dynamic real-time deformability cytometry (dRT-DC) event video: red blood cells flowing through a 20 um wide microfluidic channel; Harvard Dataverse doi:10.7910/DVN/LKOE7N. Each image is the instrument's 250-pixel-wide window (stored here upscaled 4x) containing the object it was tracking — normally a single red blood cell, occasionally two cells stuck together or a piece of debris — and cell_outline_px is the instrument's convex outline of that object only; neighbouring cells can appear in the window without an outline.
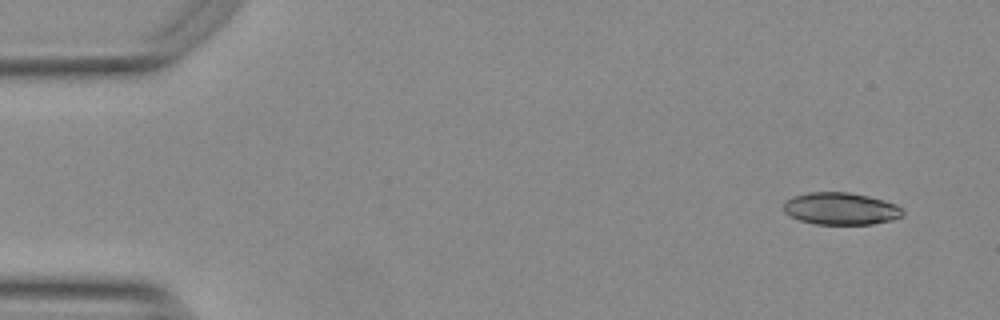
{"species": "Egyptian fruit bat (a non-hibernating species)", "species_latin": "Rousettus aegyptiacus", "temperature_condition": "warm", "stored_images_in_passage": 51, "camera_frame_rate_fps": 3000, "um_per_image_px": 0.085, "animal": {"sex": "female"}, "frame": {"image": 1, "passage_image": 1, "time_ms": 0.0, "image_size_px": [1000, 320], "cell_outline_px": [[904, 212], [900, 216], [892, 220], [872, 224], [816, 224], [800, 220], [784, 212], [784, 200], [792, 196], [808, 192], [848, 192], [868, 196], [896, 204]], "centroid_in_image_um": [71.43, 17.73], "position_along_channel_um": 13.6, "area_um2": 22.25}}
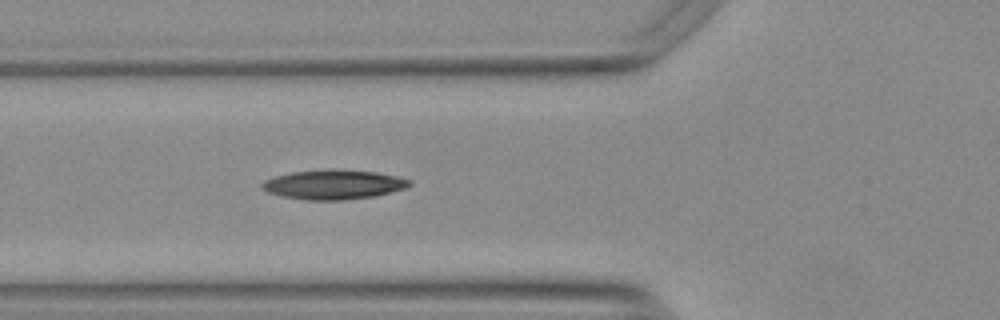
{"frame": {"image": 2, "passage_image": 17, "time_ms": 5.333, "image_size_px": [1000, 320], "cell_outline_px": [[412, 184], [404, 188], [372, 196], [344, 200], [304, 200], [284, 196], [268, 192], [260, 184], [264, 180], [276, 176], [292, 172], [328, 168], [332, 168], [376, 172], [396, 176], [412, 180]], "centroid_in_image_um": [28.35, 15.67], "position_along_channel_um": 97.5, "area_um2": 25.26}}
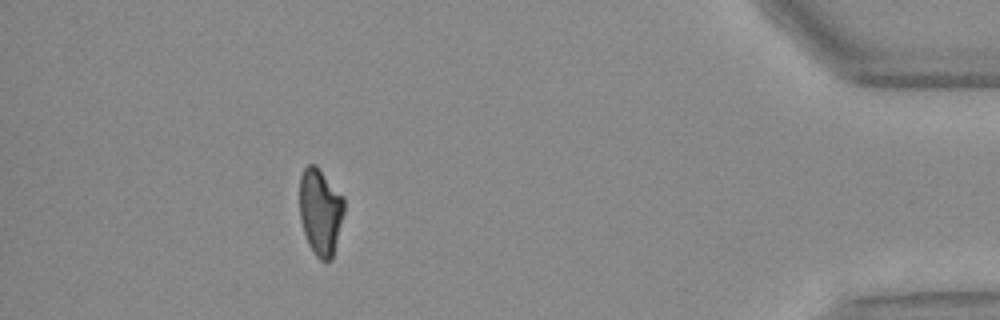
{"frame": {"image": 3, "passage_image": 46, "time_ms": 15.0, "image_size_px": [1000, 320], "cell_outline_px": [[344, 212], [332, 260], [320, 260], [316, 256], [308, 244], [304, 232], [300, 216], [300, 176], [304, 168], [308, 164], [316, 164], [320, 168], [344, 196]], "centroid_in_image_um": [27.24, 17.96], "position_along_channel_um": 408.0, "area_um2": 22.66}, "authors_computed_cell_mechanics": {"area_um2": 23.698, "velocity_mm_per_s": 3.7777, "shape_relaxation_time_tau1_ms": 9.5403, "shape_relaxation_time_tau2_ms": 5.3401, "deformation_change_tau1": 0.2528, "deformation_change_tau2": 0.1169}}